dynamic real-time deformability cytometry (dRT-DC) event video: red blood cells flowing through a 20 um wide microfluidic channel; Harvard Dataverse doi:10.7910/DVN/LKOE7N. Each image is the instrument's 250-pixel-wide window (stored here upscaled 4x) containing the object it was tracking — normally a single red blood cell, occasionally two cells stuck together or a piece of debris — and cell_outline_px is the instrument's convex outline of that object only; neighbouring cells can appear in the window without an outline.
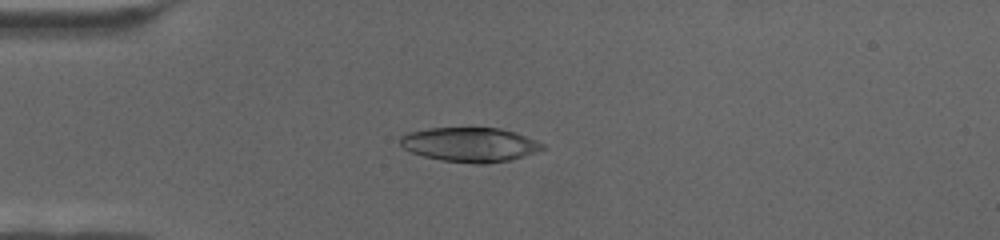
{"species": "human", "species_latin": "Homo sapiens", "temperature_condition": "cold", "stored_images_in_passage": 68, "camera_frame_rate_fps": 3000, "um_per_image_px": 0.085, "donor": {"sex": "female"}, "frame": {"image": 1, "passage_image": 19, "time_ms": 6.0, "image_size_px": [1000, 240], "cell_outline_px": [[544, 148], [536, 152], [512, 160], [488, 164], [476, 164], [440, 160], [424, 156], [412, 152], [404, 148], [400, 144], [400, 136], [408, 132], [428, 128], [500, 128], [536, 140], [544, 144]], "centroid_in_image_um": [39.93, 12.3], "position_along_channel_um": 45.1, "area_um2": 28.5}}
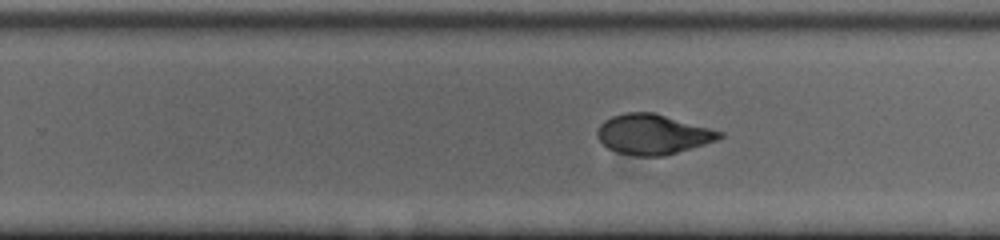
{"frame": {"image": 2, "passage_image": 44, "time_ms": 14.333, "image_size_px": [1000, 240], "cell_outline_px": [[724, 136], [716, 140], [704, 144], [664, 156], [640, 156], [616, 152], [608, 148], [596, 136], [596, 132], [600, 124], [604, 120], [612, 116], [628, 112], [652, 112], [724, 132]], "centroid_in_image_um": [55.47, 11.41], "position_along_channel_um": 274.3, "area_um2": 28.26}}
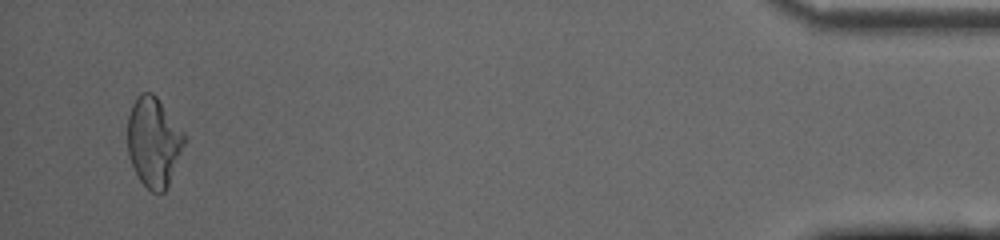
{"frame": {"image": 3, "passage_image": 66, "time_ms": 21.667, "image_size_px": [1000, 240], "cell_outline_px": [[188, 140], [168, 184], [164, 192], [152, 192], [140, 180], [128, 156], [128, 116], [132, 104], [136, 96], [140, 92], [152, 92], [156, 96], [184, 132]], "centroid_in_image_um": [13.08, 12.04], "position_along_channel_um": 422.1, "area_um2": 29.71}}